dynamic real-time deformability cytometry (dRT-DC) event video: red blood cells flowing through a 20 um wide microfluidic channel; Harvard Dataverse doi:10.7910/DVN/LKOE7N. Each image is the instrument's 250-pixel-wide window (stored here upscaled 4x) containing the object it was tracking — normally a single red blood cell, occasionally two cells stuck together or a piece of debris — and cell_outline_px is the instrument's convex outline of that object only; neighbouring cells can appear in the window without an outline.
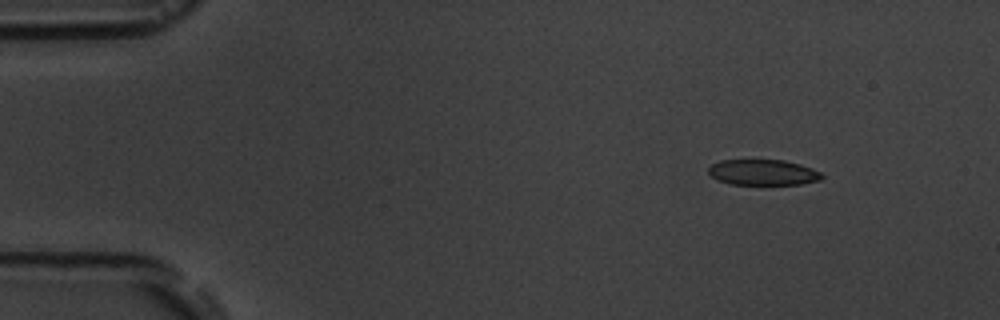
{"species": "common noctule bat (a hibernating species)", "species_latin": "Nyctalus noctula", "temperature_condition": "room temperature", "stored_images_in_passage": 4, "camera_frame_rate_fps": 3000, "um_per_image_px": 0.085, "animal": {"sex": "male", "body_mass_g": 19.5, "forearm_length_mm": 54.6}, "frame": {"image": 1, "passage_image": 1, "time_ms": 0.0, "image_size_px": [1000, 320], "cell_outline_px": [[824, 176], [820, 180], [800, 184], [732, 184], [716, 180], [708, 172], [708, 168], [712, 164], [720, 160], [784, 160], [800, 164], [812, 168], [820, 172]], "centroid_in_image_um": [64.85, 14.65], "position_along_channel_um": 20.1, "area_um2": 16.94}}
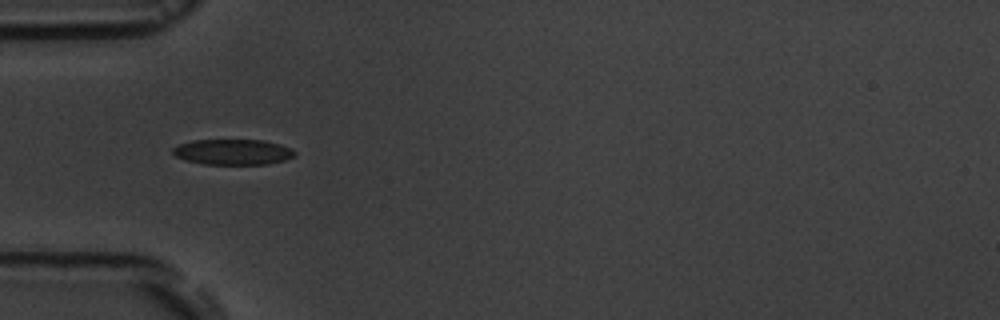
{"frame": {"image": 2, "passage_image": 3, "time_ms": 3.667, "image_size_px": [1000, 320], "cell_outline_px": [[296, 156], [284, 160], [268, 164], [204, 164], [184, 160], [176, 156], [172, 152], [172, 148], [180, 144], [192, 140], [264, 140], [280, 144], [292, 148], [296, 152]], "centroid_in_image_um": [19.81, 12.91], "position_along_channel_um": 65.2, "area_um2": 18.26}}
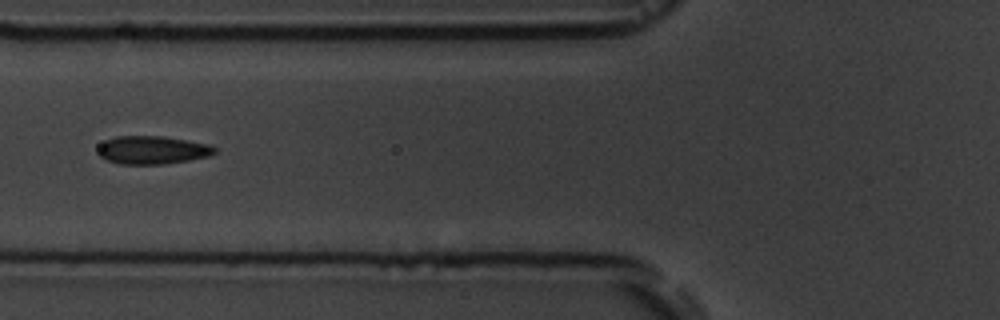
{"frame": {"image": 3, "passage_image": 4, "time_ms": 5.0, "image_size_px": [1000, 320], "cell_outline_px": [[216, 152], [208, 156], [188, 160], [164, 164], [120, 164], [108, 160], [100, 156], [100, 144], [104, 140], [116, 136], [164, 136], [208, 144], [216, 148]], "centroid_in_image_um": [12.96, 12.74], "position_along_channel_um": 112.8, "area_um2": 18.96}}